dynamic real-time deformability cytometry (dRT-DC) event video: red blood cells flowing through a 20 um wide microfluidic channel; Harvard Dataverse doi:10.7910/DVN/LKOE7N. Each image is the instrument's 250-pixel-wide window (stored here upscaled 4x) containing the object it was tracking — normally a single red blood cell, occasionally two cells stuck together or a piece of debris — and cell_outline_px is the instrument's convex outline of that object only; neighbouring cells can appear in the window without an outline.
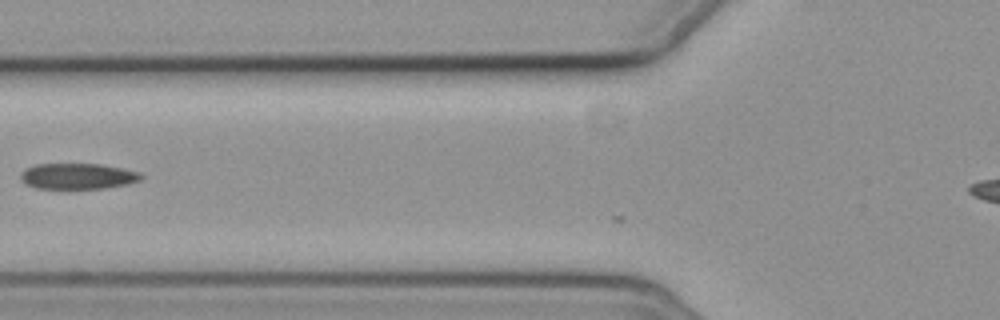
{"species": "common noctule bat (a hibernating species)", "species_latin": "Nyctalus noctula", "temperature_condition": "cold", "stored_images_in_passage": 11, "camera_frame_rate_fps": 3000, "um_per_image_px": 0.085, "animal": {"sex": "female", "body_mass_g": 19.3, "forearm_length_mm": 54.1}, "frame": {"image": 1, "passage_image": 10, "time_ms": 3.0, "image_size_px": [1000, 320], "cell_outline_px": [[144, 176], [140, 180], [128, 184], [104, 188], [36, 188], [24, 184], [20, 180], [20, 172], [24, 168], [36, 164], [100, 164], [140, 172]], "centroid_in_image_um": [6.56, 14.97], "position_along_channel_um": 119.2, "area_um2": 18.21}}